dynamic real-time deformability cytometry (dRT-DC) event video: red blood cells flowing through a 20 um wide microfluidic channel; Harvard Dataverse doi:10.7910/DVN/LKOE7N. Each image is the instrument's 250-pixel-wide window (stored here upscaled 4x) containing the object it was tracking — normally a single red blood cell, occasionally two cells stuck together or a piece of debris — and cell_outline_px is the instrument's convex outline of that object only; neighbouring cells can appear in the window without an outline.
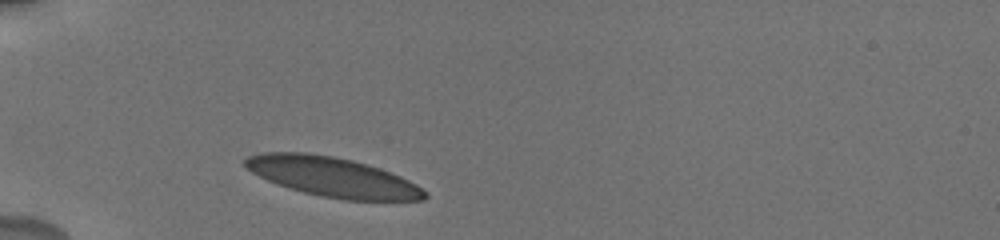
{"species": "human", "species_latin": "Homo sapiens", "temperature_condition": "cold", "stored_images_in_passage": 7, "camera_frame_rate_fps": 3000, "um_per_image_px": 0.085, "donor": {"sex": "male"}, "frame": {"image": 1, "passage_image": 1, "time_ms": 0.0, "image_size_px": [1000, 240], "cell_outline_px": [[428, 196], [424, 200], [344, 200], [320, 196], [304, 192], [268, 180], [244, 168], [244, 160], [248, 156], [260, 152], [308, 152], [332, 156], [352, 160], [380, 168], [400, 176], [416, 184], [428, 192]], "centroid_in_image_um": [28.27, 15.03], "position_along_channel_um": 56.7, "area_um2": 41.33}}
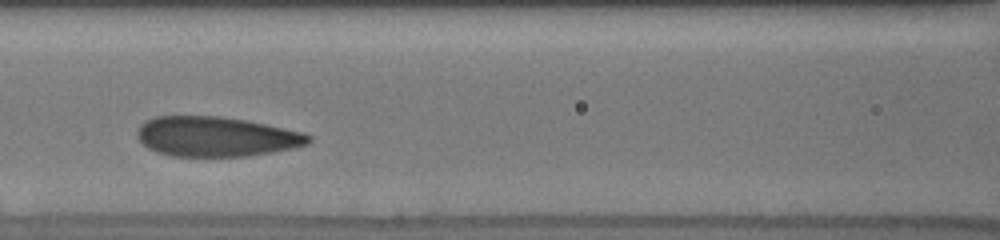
{"frame": {"image": 2, "passage_image": 4, "time_ms": 3.0, "image_size_px": [1000, 240], "cell_outline_px": [[312, 140], [308, 144], [296, 148], [272, 152], [244, 156], [172, 156], [156, 152], [148, 148], [136, 136], [136, 132], [140, 124], [144, 120], [156, 116], [220, 116], [244, 120], [304, 132], [312, 136]], "centroid_in_image_um": [18.36, 11.61], "position_along_channel_um": 148.2, "area_um2": 39.94}}
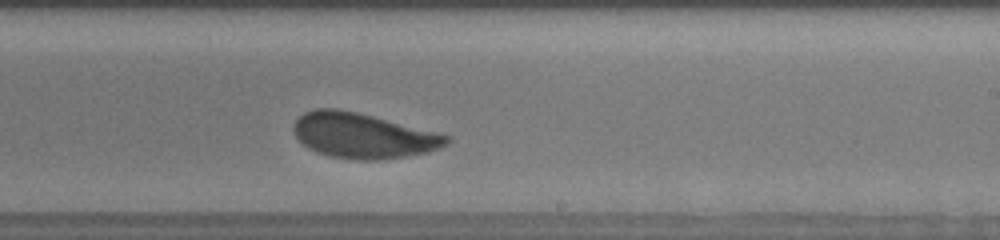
{"frame": {"image": 3, "passage_image": 7, "time_ms": 6.0, "image_size_px": [1000, 240], "cell_outline_px": [[452, 140], [448, 144], [440, 148], [428, 152], [404, 156], [376, 160], [360, 160], [328, 156], [316, 152], [308, 148], [296, 136], [292, 128], [296, 120], [304, 112], [316, 108], [340, 108], [452, 136]], "centroid_in_image_um": [30.85, 11.53], "position_along_channel_um": 258.1, "area_um2": 40.11}}